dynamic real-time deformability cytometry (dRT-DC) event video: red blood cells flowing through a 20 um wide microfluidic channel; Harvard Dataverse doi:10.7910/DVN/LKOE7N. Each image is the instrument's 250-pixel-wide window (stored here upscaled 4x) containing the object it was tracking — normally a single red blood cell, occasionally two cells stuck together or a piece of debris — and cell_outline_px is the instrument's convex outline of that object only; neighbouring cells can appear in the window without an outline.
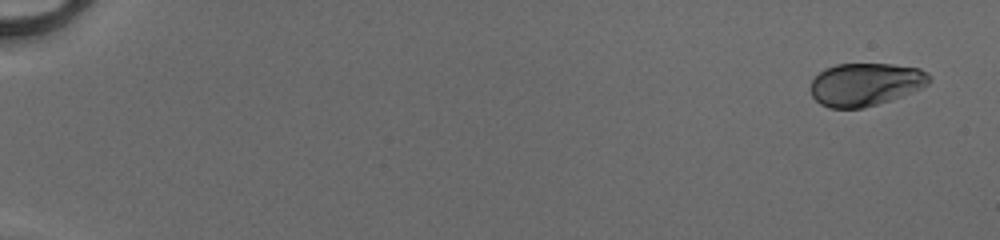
{"species": "human", "species_latin": "Homo sapiens", "temperature_condition": "cold", "stored_images_in_passage": 51, "camera_frame_rate_fps": 3000, "um_per_image_px": 0.085, "donor": {"sex": "male"}, "frame": {"image": 1, "passage_image": 1, "time_ms": 0.0, "image_size_px": [1000, 240], "cell_outline_px": [[932, 80], [928, 84], [920, 88], [900, 96], [864, 108], [832, 108], [820, 104], [812, 96], [812, 80], [824, 68], [836, 64], [892, 64], [920, 68], [928, 72]], "centroid_in_image_um": [73.58, 7.15], "position_along_channel_um": 11.4, "area_um2": 29.48}}
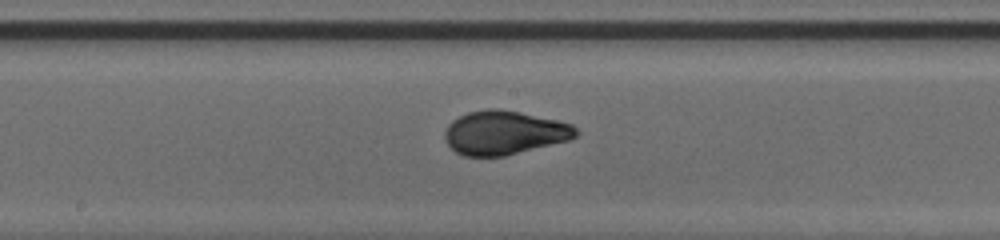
{"frame": {"image": 2, "passage_image": 29, "time_ms": 9.333, "image_size_px": [1000, 240], "cell_outline_px": [[580, 132], [576, 136], [568, 140], [504, 156], [464, 156], [456, 152], [444, 140], [444, 132], [448, 124], [452, 120], [468, 112], [488, 108], [500, 108], [520, 112], [556, 120], [572, 124]], "centroid_in_image_um": [42.84, 11.27], "position_along_channel_um": 205.4, "area_um2": 33.47}}
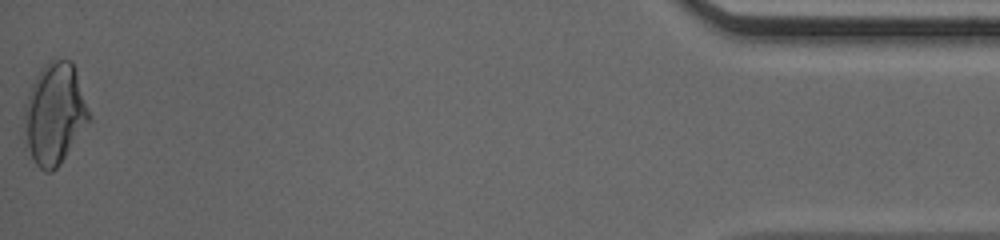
{"frame": {"image": 3, "passage_image": 51, "time_ms": 16.667, "image_size_px": [1000, 240], "cell_outline_px": [[88, 120], [60, 164], [52, 172], [44, 172], [36, 164], [32, 156], [28, 144], [24, 128], [24, 104], [32, 84], [40, 68], [44, 64], [52, 60], [72, 60], [76, 68], [88, 112]], "centroid_in_image_um": [4.61, 9.63], "position_along_channel_um": 430.6, "area_um2": 37.34}, "authors_computed_cell_mechanics": {"area_um2": 32.4836, "velocity_mm_per_s": 4.1401, "shape_relaxation_time_tau1_ms": 3.5985, "shape_relaxation_time_tau2_ms": null, "deformation_change_tau1": 0.1584, "deformation_change_tau2": null}}